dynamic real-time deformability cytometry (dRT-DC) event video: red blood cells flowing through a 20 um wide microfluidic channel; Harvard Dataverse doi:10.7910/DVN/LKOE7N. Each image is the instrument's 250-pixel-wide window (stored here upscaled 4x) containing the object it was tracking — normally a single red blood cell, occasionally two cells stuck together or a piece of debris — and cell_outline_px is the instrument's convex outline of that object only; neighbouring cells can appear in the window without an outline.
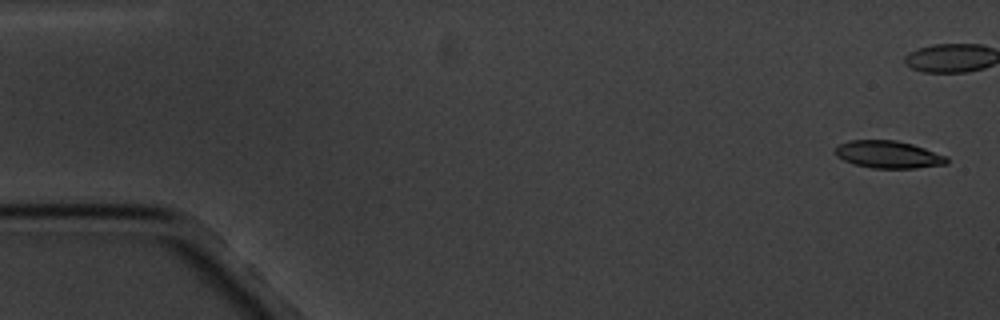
{"species": "common noctule bat (a hibernating species)", "species_latin": "Nyctalus noctula", "temperature_condition": "cold", "stored_images_in_passage": 5, "camera_frame_rate_fps": 3000, "um_per_image_px": 0.085, "animal": {"sex": "male", "body_mass_g": 20.1, "forearm_length_mm": 53.5}, "frame": {"image": 1, "passage_image": 1, "time_ms": 0.0, "image_size_px": [1000, 320], "cell_outline_px": [[948, 164], [916, 168], [872, 168], [856, 164], [844, 160], [836, 156], [836, 148], [840, 144], [848, 140], [896, 140], [912, 144], [948, 156]], "centroid_in_image_um": [75.54, 13.13], "position_along_channel_um": 9.5, "area_um2": 17.74}}